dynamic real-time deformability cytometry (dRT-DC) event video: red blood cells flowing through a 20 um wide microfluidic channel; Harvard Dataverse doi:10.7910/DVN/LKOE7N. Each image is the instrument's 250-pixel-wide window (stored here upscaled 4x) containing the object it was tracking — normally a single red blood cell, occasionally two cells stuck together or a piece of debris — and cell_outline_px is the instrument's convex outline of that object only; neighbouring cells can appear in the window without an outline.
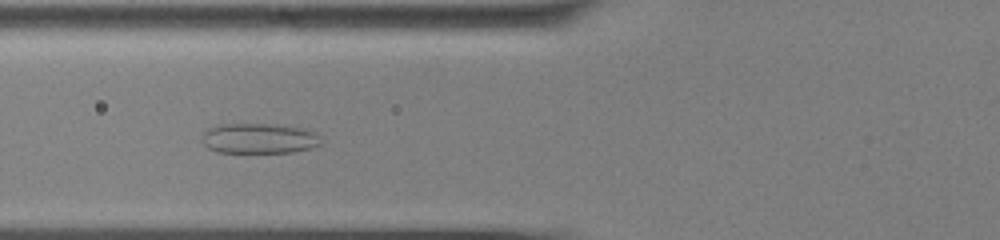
{"species": "common noctule bat (a hibernating species)", "species_latin": "Nyctalus noctula", "temperature_condition": "cold", "stored_images_in_passage": 38, "camera_frame_rate_fps": 3000, "um_per_image_px": 0.085, "animal": {"sex": "male", "body_mass_g": 13.0, "forearm_length_mm": 53.1}, "frame": {"image": 1, "passage_image": 4, "time_ms": 1.0, "image_size_px": [1000, 240], "cell_outline_px": [[320, 144], [308, 148], [292, 152], [216, 152], [208, 148], [200, 140], [204, 132], [208, 128], [220, 124], [276, 124], [304, 128], [316, 132], [320, 136]], "centroid_in_image_um": [22.0, 11.75], "position_along_channel_um": 103.8, "area_um2": 21.04}}
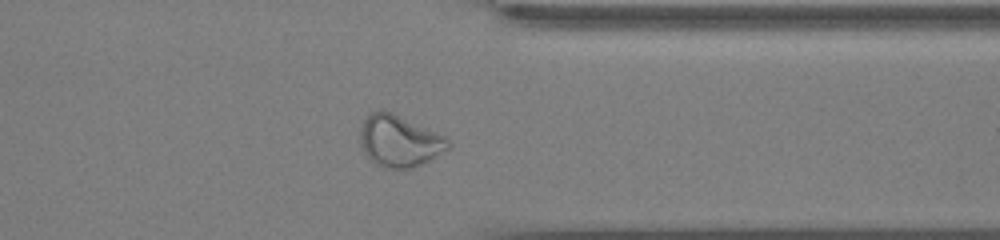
{"frame": {"image": 2, "passage_image": 27, "time_ms": 8.667, "image_size_px": [1000, 240], "cell_outline_px": [[452, 144], [448, 148], [432, 160], [424, 164], [412, 168], [384, 168], [376, 164], [364, 152], [360, 144], [360, 132], [364, 116], [368, 112], [380, 108], [392, 112], [436, 132], [444, 136]], "centroid_in_image_um": [33.92, 11.96], "position_along_channel_um": 377.5, "area_um2": 26.76}}
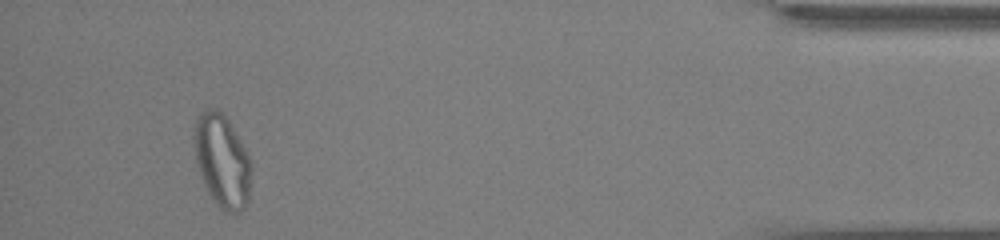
{"frame": {"image": 3, "passage_image": 35, "time_ms": 11.333, "image_size_px": [1000, 240], "cell_outline_px": [[252, 168], [248, 200], [244, 208], [236, 212], [224, 212], [212, 200], [200, 176], [196, 160], [196, 116], [204, 108], [216, 108], [228, 120], [244, 148], [252, 164]], "centroid_in_image_um": [18.89, 13.7], "position_along_channel_um": 416.3, "area_um2": 30.52}, "authors_computed_cell_mechanics": {"area_um2": 22.0507, "velocity_mm_per_s": 3.5934, "shape_relaxation_time_tau1_ms": null, "shape_relaxation_time_tau2_ms": 1.8844, "deformation_change_tau1": null, "deformation_change_tau2": 0.0789}}